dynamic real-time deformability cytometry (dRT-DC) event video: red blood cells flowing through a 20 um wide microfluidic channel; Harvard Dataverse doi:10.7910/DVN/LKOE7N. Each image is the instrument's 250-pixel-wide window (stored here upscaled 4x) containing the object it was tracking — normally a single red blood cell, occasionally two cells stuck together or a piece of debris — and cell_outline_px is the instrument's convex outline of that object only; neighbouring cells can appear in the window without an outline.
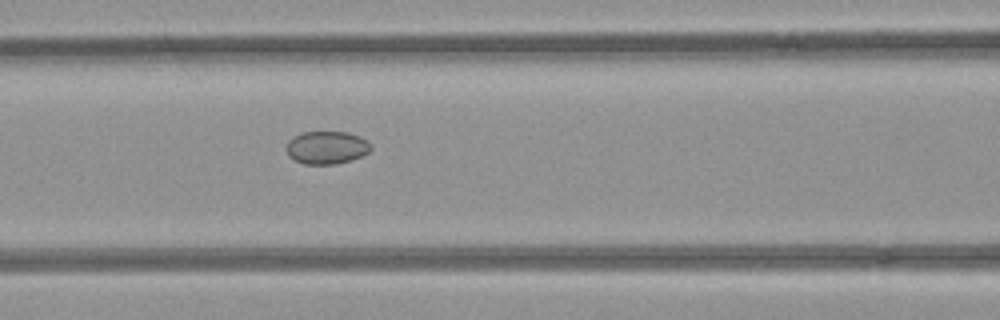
{"species": "common noctule bat (a hibernating species)", "species_latin": "Nyctalus noctula", "temperature_condition": "room temperature", "stored_images_in_passage": 7, "camera_frame_rate_fps": 3000, "um_per_image_px": 0.085, "animal": {"sex": "female", "body_mass_g": 21.9}, "frame": {"image": 1, "passage_image": 7, "time_ms": 2.0, "image_size_px": [1000, 320], "cell_outline_px": [[372, 148], [368, 152], [360, 156], [336, 164], [304, 164], [288, 156], [284, 148], [288, 140], [292, 136], [300, 132], [348, 132], [360, 136], [368, 140]], "centroid_in_image_um": [27.72, 12.52], "position_along_channel_um": 138.9, "area_um2": 16.36}}